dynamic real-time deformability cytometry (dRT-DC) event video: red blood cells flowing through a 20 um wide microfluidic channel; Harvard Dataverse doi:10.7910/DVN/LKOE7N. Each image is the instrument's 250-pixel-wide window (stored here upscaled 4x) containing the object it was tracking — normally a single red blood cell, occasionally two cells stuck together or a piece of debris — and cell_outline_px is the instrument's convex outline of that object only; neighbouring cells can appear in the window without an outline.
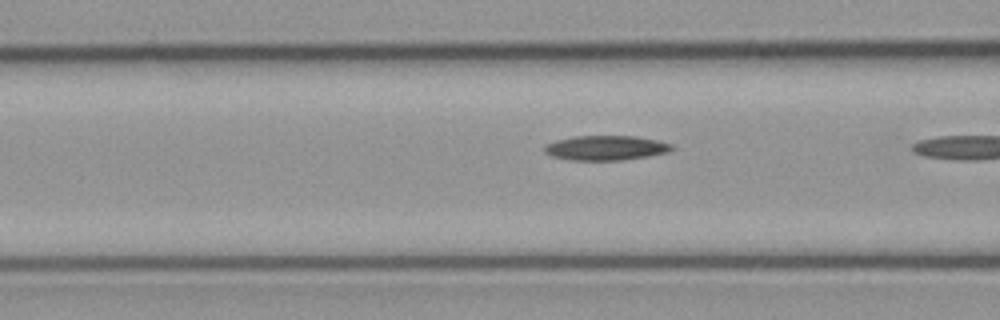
{"species": "common noctule bat (a hibernating species)", "species_latin": "Nyctalus noctula", "temperature_condition": "cold", "stored_images_in_passage": 7, "camera_frame_rate_fps": 3000, "um_per_image_px": 0.085, "animal": {"sex": "male", "body_mass_g": 23.1, "forearm_length_mm": 52.7}, "frame": {"image": 1, "passage_image": 6, "time_ms": 1.667, "image_size_px": [1000, 320], "cell_outline_px": [[676, 148], [668, 152], [648, 156], [624, 160], [568, 160], [552, 156], [544, 152], [544, 144], [556, 140], [572, 136], [636, 136], [656, 140], [672, 144]], "centroid_in_image_um": [51.48, 12.57], "position_along_channel_um": 115.1, "area_um2": 18.5}}